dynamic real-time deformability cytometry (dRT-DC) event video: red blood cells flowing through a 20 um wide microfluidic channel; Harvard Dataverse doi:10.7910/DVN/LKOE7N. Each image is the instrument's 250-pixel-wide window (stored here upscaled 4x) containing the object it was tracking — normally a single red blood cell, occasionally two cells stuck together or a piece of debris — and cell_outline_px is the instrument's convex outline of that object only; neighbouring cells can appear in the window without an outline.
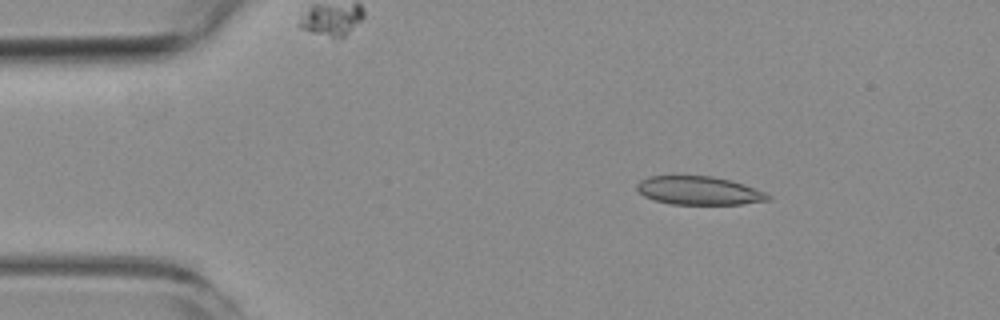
{"species": "common noctule bat (a hibernating species)", "species_latin": "Nyctalus noctula", "temperature_condition": "room temperature", "stored_images_in_passage": 4, "camera_frame_rate_fps": 3000, "um_per_image_px": 0.085, "animal": {"sex": "female", "body_mass_g": 19.3, "forearm_length_mm": 54.1}, "frame": {"image": 1, "passage_image": 2, "time_ms": 1.333, "image_size_px": [1000, 320], "cell_outline_px": [[772, 200], [744, 204], [672, 204], [656, 200], [644, 196], [636, 188], [636, 184], [640, 180], [648, 176], [712, 176], [732, 180], [744, 184], [764, 192], [772, 196]], "centroid_in_image_um": [59.44, 16.2], "position_along_channel_um": 25.6, "area_um2": 21.79}}